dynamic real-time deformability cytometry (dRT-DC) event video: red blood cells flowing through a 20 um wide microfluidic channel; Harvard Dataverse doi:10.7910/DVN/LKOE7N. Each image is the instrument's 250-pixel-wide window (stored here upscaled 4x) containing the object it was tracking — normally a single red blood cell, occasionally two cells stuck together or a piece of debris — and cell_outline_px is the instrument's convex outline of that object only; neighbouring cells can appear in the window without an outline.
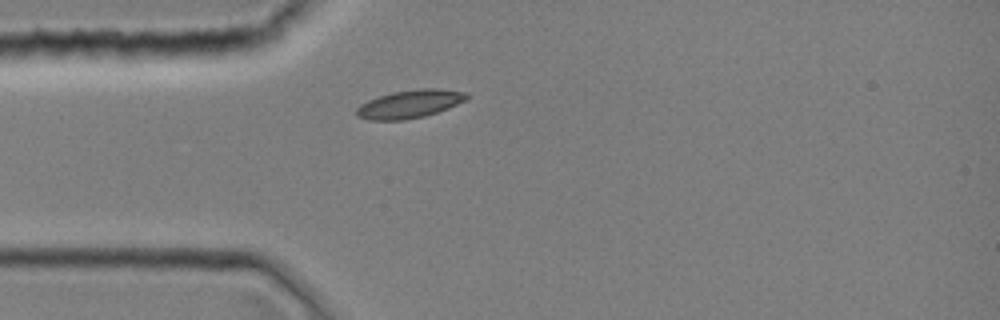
{"species": "common noctule bat (a hibernating species)", "species_latin": "Nyctalus noctula", "temperature_condition": "room temperature", "stored_images_in_passage": 1, "camera_frame_rate_fps": 3000, "um_per_image_px": 0.085, "animal": {"sex": "female", "body_mass_g": 19.0, "forearm_length_mm": 51.5}, "frame": {"image": 1, "passage_image": 1, "time_ms": 0.0, "image_size_px": [1000, 320], "cell_outline_px": [[468, 96], [464, 100], [448, 108], [424, 116], [404, 120], [368, 120], [356, 116], [356, 108], [360, 104], [368, 100], [392, 92], [420, 88], [436, 88], [468, 92]], "centroid_in_image_um": [34.79, 8.84], "position_along_channel_um": 50.2, "area_um2": 17.98}}